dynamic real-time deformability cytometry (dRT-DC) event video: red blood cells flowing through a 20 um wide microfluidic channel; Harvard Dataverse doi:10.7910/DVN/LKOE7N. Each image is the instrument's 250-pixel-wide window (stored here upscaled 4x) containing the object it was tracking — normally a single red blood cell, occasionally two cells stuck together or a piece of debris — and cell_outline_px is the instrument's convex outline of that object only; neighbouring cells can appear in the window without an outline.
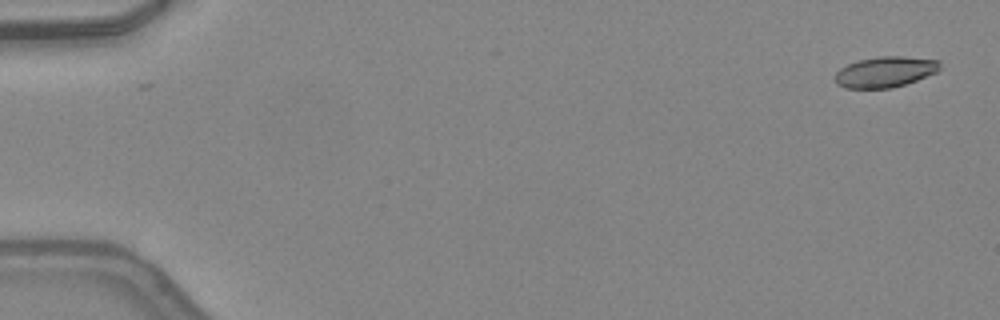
{"species": "common noctule bat (a hibernating species)", "species_latin": "Nyctalus noctula", "temperature_condition": "warm", "stored_images_in_passage": 16, "camera_frame_rate_fps": 3000, "um_per_image_px": 0.085, "animal": {"sex": "female", "body_mass_g": 24.6, "forearm_length_mm": 56.2}, "frame": {"image": 1, "passage_image": 1, "time_ms": 0.0, "image_size_px": [1000, 320], "cell_outline_px": [[940, 68], [936, 72], [916, 80], [892, 88], [844, 88], [836, 84], [836, 72], [840, 68], [848, 64], [860, 60], [880, 56], [900, 56], [940, 60]], "centroid_in_image_um": [75.23, 6.11], "position_along_channel_um": 9.8, "area_um2": 18.61}}